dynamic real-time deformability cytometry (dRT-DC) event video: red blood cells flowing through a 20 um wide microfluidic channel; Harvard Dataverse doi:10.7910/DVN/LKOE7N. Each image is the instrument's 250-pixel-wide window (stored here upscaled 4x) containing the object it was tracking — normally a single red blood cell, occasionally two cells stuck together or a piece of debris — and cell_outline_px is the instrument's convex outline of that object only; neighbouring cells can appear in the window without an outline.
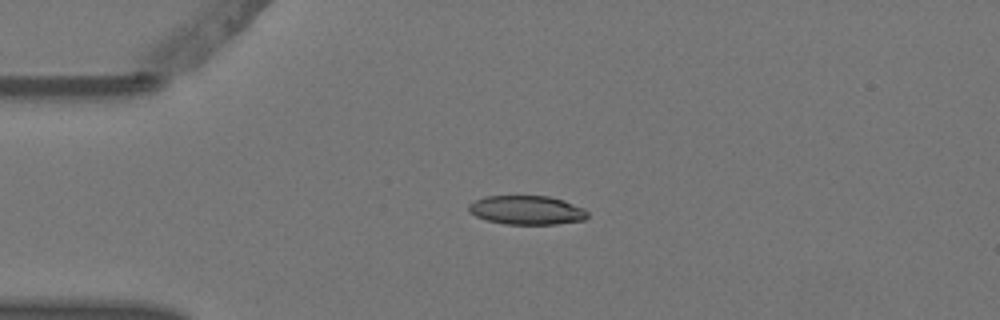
{"species": "Egyptian fruit bat (a non-hibernating species)", "species_latin": "Rousettus aegyptiacus", "temperature_condition": "warm", "stored_images_in_passage": 6, "camera_frame_rate_fps": 3000, "um_per_image_px": 0.085, "animal": {"sex": "female"}, "frame": {"image": 1, "passage_image": 2, "time_ms": 0.333, "image_size_px": [1000, 320], "cell_outline_px": [[588, 216], [584, 220], [556, 224], [504, 224], [488, 220], [476, 216], [468, 212], [468, 204], [484, 196], [548, 196], [564, 200], [584, 208], [588, 212]], "centroid_in_image_um": [44.78, 17.86], "position_along_channel_um": 40.2, "area_um2": 20.11}}
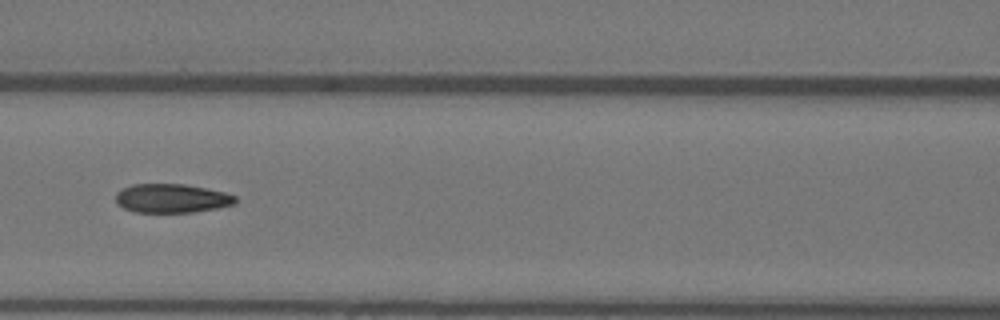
{"frame": {"image": 2, "passage_image": 5, "time_ms": 1.333, "image_size_px": [1000, 320], "cell_outline_px": [[236, 204], [216, 208], [192, 212], [136, 212], [124, 208], [116, 204], [116, 192], [120, 188], [132, 184], [184, 184], [224, 192], [236, 196]], "centroid_in_image_um": [14.56, 16.85], "position_along_channel_um": 152.0, "area_um2": 20.17}}
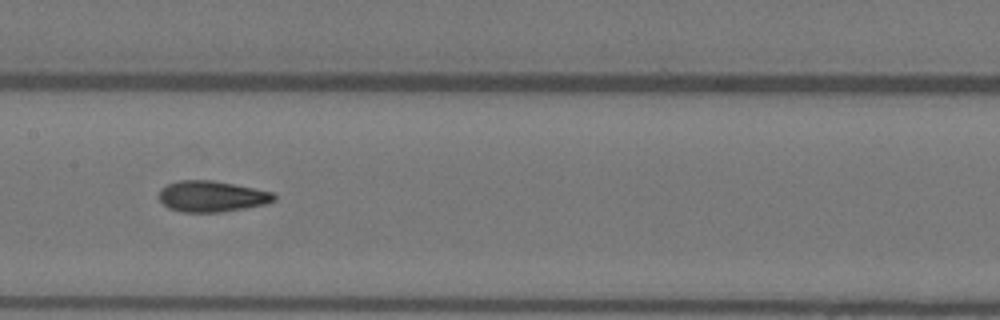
{"frame": {"image": 3, "passage_image": 6, "time_ms": 1.667, "image_size_px": [1000, 320], "cell_outline_px": [[276, 200], [268, 204], [220, 212], [180, 212], [168, 208], [160, 200], [160, 188], [168, 184], [180, 180], [212, 180], [272, 192], [276, 196]], "centroid_in_image_um": [18.0, 16.7], "position_along_channel_um": 189.4, "area_um2": 20.69}}